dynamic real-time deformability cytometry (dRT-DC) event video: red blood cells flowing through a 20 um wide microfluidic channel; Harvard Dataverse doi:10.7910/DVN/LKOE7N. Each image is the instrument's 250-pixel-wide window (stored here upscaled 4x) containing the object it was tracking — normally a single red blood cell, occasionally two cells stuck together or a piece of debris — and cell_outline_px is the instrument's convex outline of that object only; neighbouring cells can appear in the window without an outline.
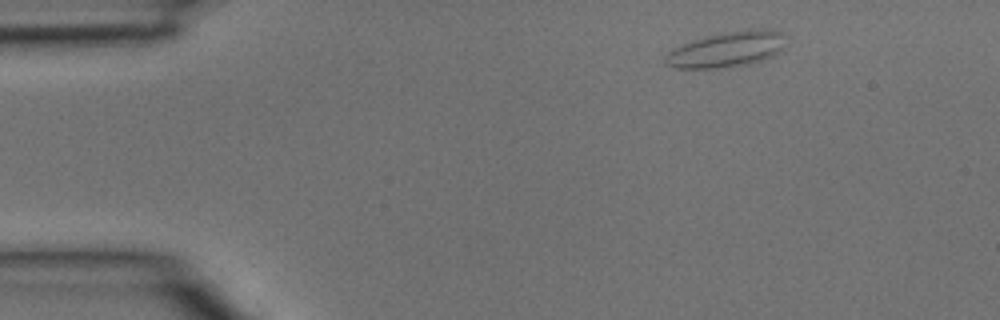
{"species": "common noctule bat (a hibernating species)", "species_latin": "Nyctalus noctula", "temperature_condition": "room temperature", "stored_images_in_passage": 7, "camera_frame_rate_fps": 3000, "um_per_image_px": 0.085, "animal": {"sex": "male", "body_mass_g": 15.6}, "frame": {"image": 1, "passage_image": 1, "time_ms": 0.0, "image_size_px": [1000, 320], "cell_outline_px": [[780, 48], [772, 56], [748, 64], [732, 68], [676, 68], [664, 64], [664, 56], [668, 52], [692, 40], [704, 36], [720, 32], [744, 28], [764, 28], [780, 32]], "centroid_in_image_um": [61.68, 4.2], "position_along_channel_um": 23.3, "area_um2": 24.8}}